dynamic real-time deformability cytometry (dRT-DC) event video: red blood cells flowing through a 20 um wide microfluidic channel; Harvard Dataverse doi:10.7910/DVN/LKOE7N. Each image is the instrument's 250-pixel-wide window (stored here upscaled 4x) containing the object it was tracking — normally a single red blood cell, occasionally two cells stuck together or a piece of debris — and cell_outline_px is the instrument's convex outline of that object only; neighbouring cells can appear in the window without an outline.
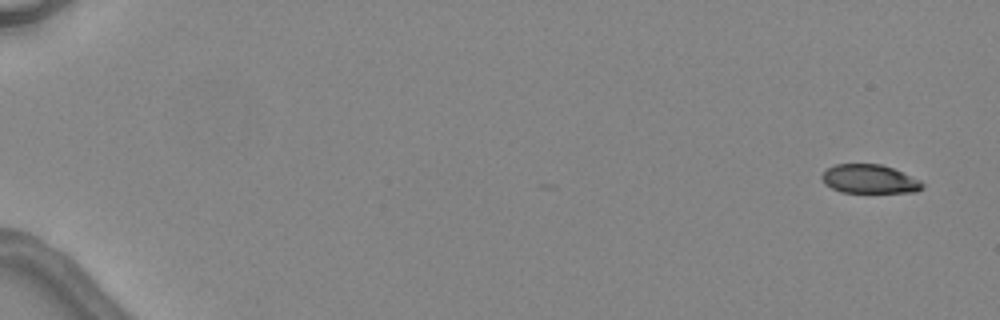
{"species": "common noctule bat (a hibernating species)", "species_latin": "Nyctalus noctula", "temperature_condition": "warm", "stored_images_in_passage": 5, "camera_frame_rate_fps": 3000, "um_per_image_px": 0.085, "animal": {"sex": "female", "body_mass_g": 24.6, "forearm_length_mm": 56.2}, "frame": {"image": 1, "passage_image": 1, "time_ms": 0.0, "image_size_px": [1000, 320], "cell_outline_px": [[924, 188], [916, 192], [840, 192], [824, 184], [820, 176], [828, 168], [836, 164], [880, 164], [892, 168], [920, 180], [924, 184]], "centroid_in_image_um": [73.89, 15.22], "position_along_channel_um": 11.1, "area_um2": 16.82}}
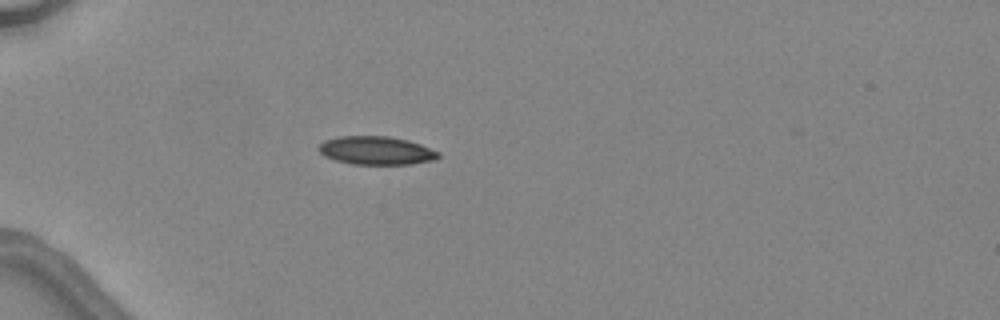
{"frame": {"image": 2, "passage_image": 5, "time_ms": 4.667, "image_size_px": [1000, 320], "cell_outline_px": [[440, 156], [436, 160], [412, 164], [352, 164], [336, 160], [324, 156], [316, 148], [324, 140], [340, 136], [388, 136], [408, 140], [420, 144], [440, 152]], "centroid_in_image_um": [31.99, 12.79], "position_along_channel_um": 53.0, "area_um2": 19.88}}